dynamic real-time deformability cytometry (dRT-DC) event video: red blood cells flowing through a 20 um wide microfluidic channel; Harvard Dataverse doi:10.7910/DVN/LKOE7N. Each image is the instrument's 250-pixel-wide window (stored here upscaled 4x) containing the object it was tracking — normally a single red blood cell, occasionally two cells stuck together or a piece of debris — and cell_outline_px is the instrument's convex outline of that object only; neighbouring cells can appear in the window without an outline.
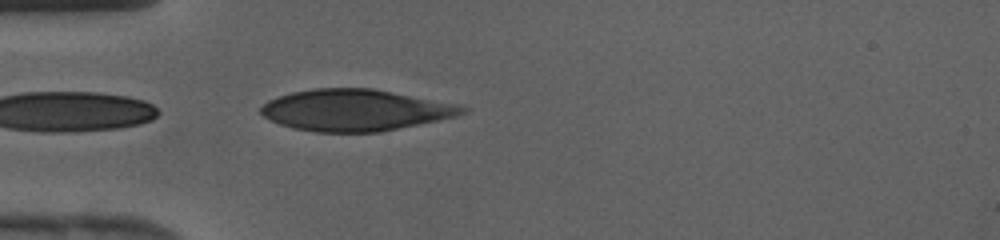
{"species": "human", "species_latin": "Homo sapiens", "temperature_condition": "cold", "stored_images_in_passage": 9, "camera_frame_rate_fps": 3000, "um_per_image_px": 0.085, "donor": {"sex": "female"}, "frame": {"image": 1, "passage_image": 1, "time_ms": 0.0, "image_size_px": [1000, 240], "cell_outline_px": [[468, 112], [456, 116], [380, 132], [316, 132], [292, 128], [280, 124], [264, 116], [260, 112], [260, 108], [268, 100], [276, 96], [292, 92], [312, 88], [372, 88], [460, 104], [468, 108]], "centroid_in_image_um": [30.2, 9.35], "position_along_channel_um": 54.8, "area_um2": 48.78}}
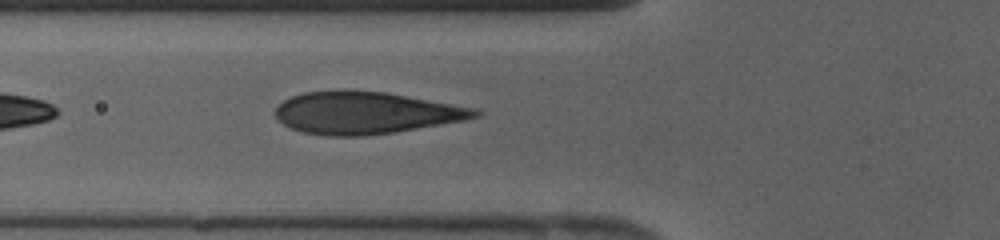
{"frame": {"image": 2, "passage_image": 4, "time_ms": 1.0, "image_size_px": [1000, 240], "cell_outline_px": [[484, 112], [480, 116], [468, 120], [396, 132], [364, 136], [328, 136], [304, 132], [292, 128], [284, 124], [276, 116], [276, 108], [284, 100], [292, 96], [304, 92], [340, 88], [384, 92], [476, 108]], "centroid_in_image_um": [31.12, 9.58], "position_along_channel_um": 94.7, "area_um2": 49.48}}
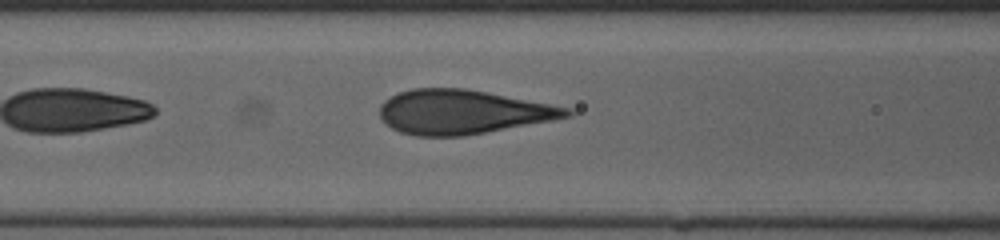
{"frame": {"image": 3, "passage_image": 6, "time_ms": 1.667, "image_size_px": [1000, 240], "cell_outline_px": [[576, 112], [572, 116], [552, 120], [464, 136], [416, 136], [400, 132], [392, 128], [380, 116], [380, 104], [384, 100], [400, 92], [412, 88], [464, 88], [548, 104], [568, 108]], "centroid_in_image_um": [39.29, 9.52], "position_along_channel_um": 127.3, "area_um2": 47.63}}